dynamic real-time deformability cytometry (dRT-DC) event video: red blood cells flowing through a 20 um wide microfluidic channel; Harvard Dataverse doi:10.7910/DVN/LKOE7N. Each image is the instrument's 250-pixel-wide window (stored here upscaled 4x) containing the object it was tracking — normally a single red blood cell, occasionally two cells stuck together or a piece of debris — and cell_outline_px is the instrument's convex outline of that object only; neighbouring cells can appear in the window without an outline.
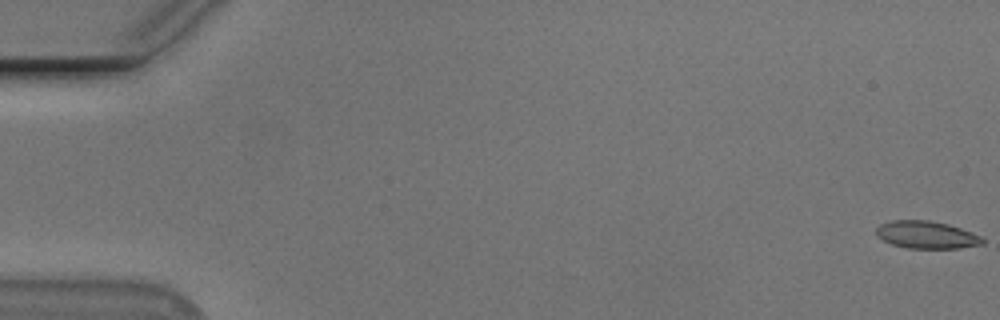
{"species": "Egyptian fruit bat (a non-hibernating species)", "species_latin": "Rousettus aegyptiacus", "temperature_condition": "cold", "stored_images_in_passage": 55, "camera_frame_rate_fps": 3000, "um_per_image_px": 0.085, "animal": {"sex": "male"}, "frame": {"image": 1, "passage_image": 1, "time_ms": 0.0, "image_size_px": [1000, 320], "cell_outline_px": [[984, 244], [960, 248], [908, 248], [892, 244], [884, 240], [876, 232], [876, 228], [880, 224], [892, 220], [928, 220], [948, 224], [972, 232], [980, 236], [984, 240]], "centroid_in_image_um": [78.78, 19.95], "position_along_channel_um": 6.2, "area_um2": 16.88}}
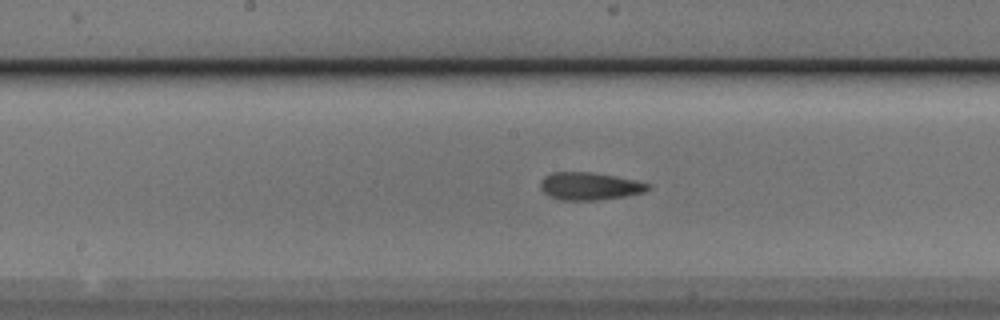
{"frame": {"image": 2, "passage_image": 29, "time_ms": 9.333, "image_size_px": [1000, 320], "cell_outline_px": [[652, 188], [644, 192], [624, 196], [600, 200], [560, 200], [548, 196], [540, 188], [540, 180], [544, 176], [552, 172], [592, 172], [616, 176], [636, 180], [652, 184]], "centroid_in_image_um": [50.12, 15.82], "position_along_channel_um": 198.1, "area_um2": 17.57}}
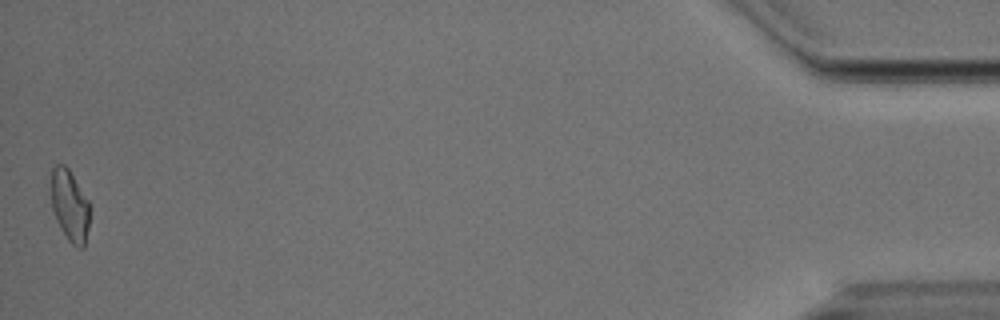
{"frame": {"image": 3, "passage_image": 55, "time_ms": 18.0, "image_size_px": [1000, 320], "cell_outline_px": [[88, 228], [84, 248], [76, 248], [68, 240], [60, 228], [56, 220], [52, 208], [52, 168], [56, 164], [64, 164], [68, 168], [88, 200]], "centroid_in_image_um": [5.92, 17.5], "position_along_channel_um": 429.3, "area_um2": 15.84}, "authors_computed_cell_mechanics": {"area_um2": 17.1088, "velocity_mm_per_s": 3.7557, "shape_relaxation_time_tau1_ms": 8.3666, "shape_relaxation_time_tau2_ms": 2.0315, "deformation_change_tau1": 0.186, "deformation_change_tau2": 0.0893}}